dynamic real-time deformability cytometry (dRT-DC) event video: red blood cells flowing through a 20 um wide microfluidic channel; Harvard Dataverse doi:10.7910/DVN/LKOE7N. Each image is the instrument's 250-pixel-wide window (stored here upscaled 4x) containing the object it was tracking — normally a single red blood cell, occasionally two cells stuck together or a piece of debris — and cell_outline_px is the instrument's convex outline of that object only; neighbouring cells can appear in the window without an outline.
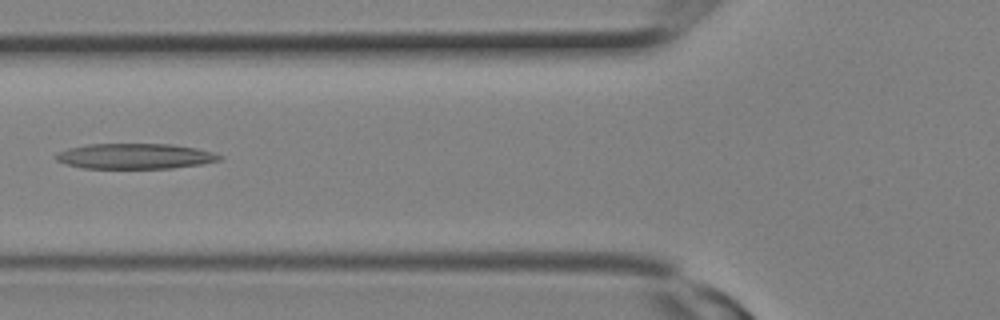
{"species": "Egyptian fruit bat (a non-hibernating species)", "species_latin": "Rousettus aegyptiacus", "temperature_condition": "room temperature", "stored_images_in_passage": 10, "camera_frame_rate_fps": 3000, "um_per_image_px": 0.085, "animal": {"sex": "female"}, "frame": {"image": 1, "passage_image": 9, "time_ms": 2.667, "image_size_px": [1000, 320], "cell_outline_px": [[224, 156], [220, 160], [200, 164], [172, 168], [84, 168], [68, 164], [56, 160], [52, 156], [56, 152], [68, 148], [88, 144], [172, 144], [196, 148], [212, 152]], "centroid_in_image_um": [11.45, 13.27], "position_along_channel_um": 114.4, "area_um2": 24.22}}